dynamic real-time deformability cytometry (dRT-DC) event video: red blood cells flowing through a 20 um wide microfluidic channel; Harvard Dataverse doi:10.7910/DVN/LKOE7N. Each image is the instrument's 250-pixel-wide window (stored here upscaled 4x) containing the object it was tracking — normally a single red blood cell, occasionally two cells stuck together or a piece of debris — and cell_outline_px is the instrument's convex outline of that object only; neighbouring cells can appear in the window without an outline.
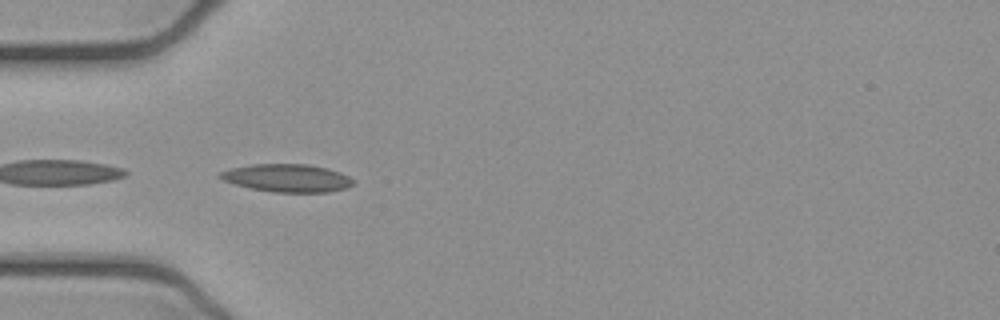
{"species": "common noctule bat (a hibernating species)", "species_latin": "Nyctalus noctula", "temperature_condition": "cold", "stored_images_in_passage": 11, "camera_frame_rate_fps": 3000, "um_per_image_px": 0.085, "animal": {"sex": "female", "body_mass_g": 21.9}, "frame": {"image": 1, "passage_image": 2, "time_ms": 0.333, "image_size_px": [1000, 320], "cell_outline_px": [[356, 180], [348, 188], [328, 192], [272, 192], [252, 188], [236, 184], [224, 180], [216, 176], [220, 172], [232, 168], [252, 164], [308, 164], [328, 168], [340, 172]], "centroid_in_image_um": [24.45, 15.13], "position_along_channel_um": 60.6, "area_um2": 21.62}}